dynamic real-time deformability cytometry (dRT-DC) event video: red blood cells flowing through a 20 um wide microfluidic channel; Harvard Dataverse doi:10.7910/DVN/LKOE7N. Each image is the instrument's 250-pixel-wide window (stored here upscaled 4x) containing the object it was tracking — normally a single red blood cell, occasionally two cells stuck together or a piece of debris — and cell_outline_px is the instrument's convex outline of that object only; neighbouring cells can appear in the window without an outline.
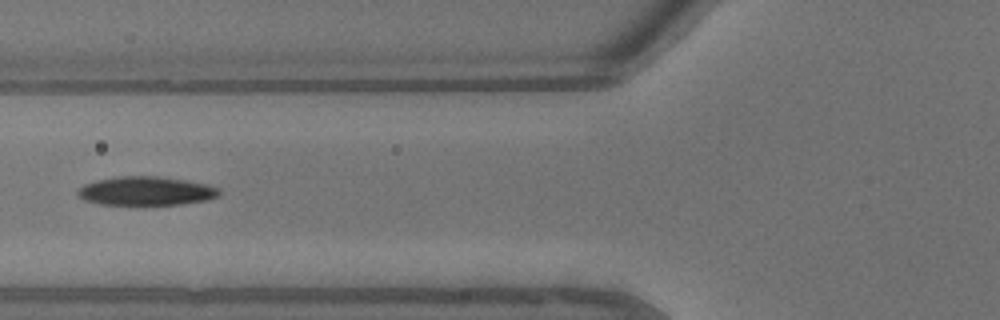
{"species": "common noctule bat (a hibernating species)", "species_latin": "Nyctalus noctula", "temperature_condition": "warm", "stored_images_in_passage": 32, "camera_frame_rate_fps": 3000, "um_per_image_px": 0.085, "animal": {"sex": "male", "body_mass_g": 13.3}, "frame": {"image": 1, "passage_image": 13, "time_ms": 4.0, "image_size_px": [1000, 320], "cell_outline_px": [[220, 196], [208, 200], [180, 204], [136, 208], [100, 204], [84, 200], [76, 192], [84, 184], [96, 180], [116, 176], [156, 176], [184, 180], [204, 184], [220, 188]], "centroid_in_image_um": [12.39, 16.28], "position_along_channel_um": 113.4, "area_um2": 24.74}}
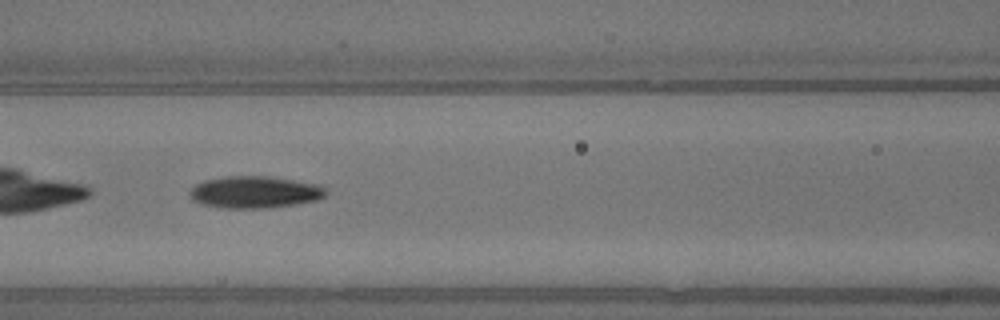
{"frame": {"image": 2, "passage_image": 15, "time_ms": 4.667, "image_size_px": [1000, 320], "cell_outline_px": [[328, 192], [324, 196], [316, 200], [296, 204], [264, 208], [220, 208], [204, 204], [192, 200], [188, 192], [196, 184], [204, 180], [224, 176], [272, 176], [320, 184], [328, 188]], "centroid_in_image_um": [21.68, 16.32], "position_along_channel_um": 144.9, "area_um2": 25.66}, "authors_computed_cell_mechanics": {"area_um2": 25.0563, "velocity_mm_per_s": 4.6918, "shape_relaxation_time_tau1_ms": 3.2046, "shape_relaxation_time_tau2_ms": 8.8975, "deformation_change_tau1": 0.1637, "deformation_change_tau2": 0.1876}}